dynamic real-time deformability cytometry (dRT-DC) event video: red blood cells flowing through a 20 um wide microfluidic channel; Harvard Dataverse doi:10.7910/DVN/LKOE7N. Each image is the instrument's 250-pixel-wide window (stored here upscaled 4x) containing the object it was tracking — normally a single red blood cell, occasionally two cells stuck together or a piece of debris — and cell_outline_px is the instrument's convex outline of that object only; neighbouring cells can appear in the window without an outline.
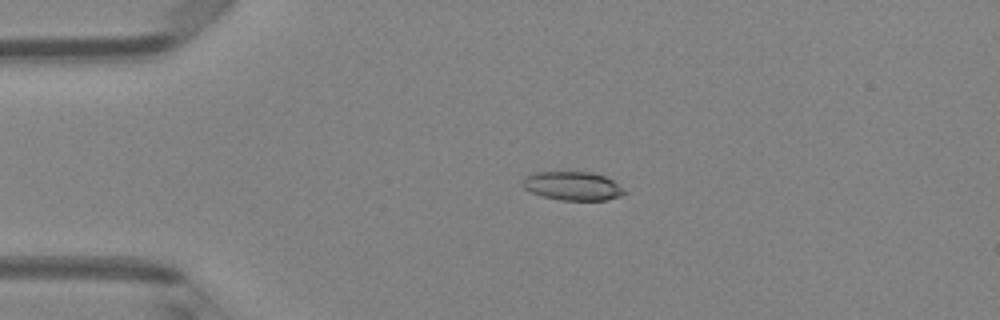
{"species": "Egyptian fruit bat (a non-hibernating species)", "species_latin": "Rousettus aegyptiacus", "temperature_condition": "room temperature", "stored_images_in_passage": 40, "camera_frame_rate_fps": 3000, "um_per_image_px": 0.085, "animal": {"sex": "female"}, "frame": {"image": 1, "passage_image": 1, "time_ms": 0.0, "image_size_px": [1000, 320], "cell_outline_px": [[628, 192], [620, 196], [608, 200], [560, 200], [544, 196], [532, 192], [524, 188], [520, 184], [524, 176], [536, 172], [592, 172], [604, 176], [612, 180], [624, 188]], "centroid_in_image_um": [48.68, 15.8], "position_along_channel_um": 36.3, "area_um2": 17.11}}
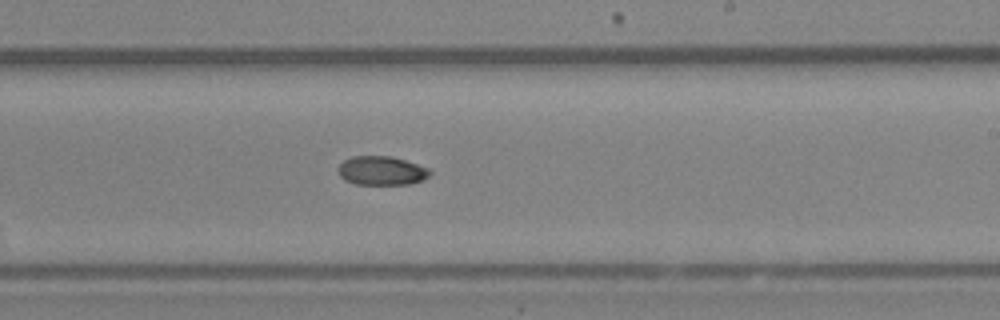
{"frame": {"image": 2, "passage_image": 20, "time_ms": 6.333, "image_size_px": [1000, 320], "cell_outline_px": [[432, 172], [424, 180], [408, 184], [356, 184], [344, 180], [340, 176], [340, 164], [344, 160], [352, 156], [392, 156], [428, 168]], "centroid_in_image_um": [32.45, 14.51], "position_along_channel_um": 256.6, "area_um2": 15.32}}
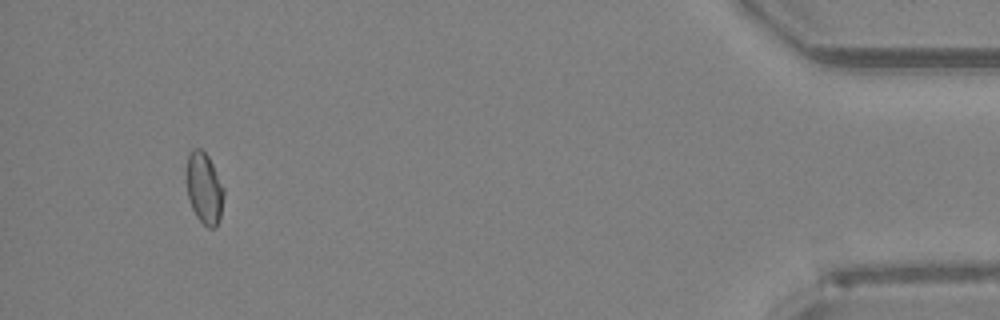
{"frame": {"image": 3, "passage_image": 37, "time_ms": 12.0, "image_size_px": [1000, 320], "cell_outline_px": [[224, 196], [220, 216], [216, 228], [208, 228], [196, 216], [188, 200], [184, 172], [188, 152], [192, 148], [200, 148], [208, 156], [224, 188]], "centroid_in_image_um": [17.31, 15.97], "position_along_channel_um": 417.9, "area_um2": 15.95}, "authors_computed_cell_mechanics": {"area_um2": 15.8083, "velocity_mm_per_s": 4.0798, "shape_relaxation_time_tau1_ms": null, "shape_relaxation_time_tau2_ms": 5.2843, "deformation_change_tau1": null, "deformation_change_tau2": 0.0652}}